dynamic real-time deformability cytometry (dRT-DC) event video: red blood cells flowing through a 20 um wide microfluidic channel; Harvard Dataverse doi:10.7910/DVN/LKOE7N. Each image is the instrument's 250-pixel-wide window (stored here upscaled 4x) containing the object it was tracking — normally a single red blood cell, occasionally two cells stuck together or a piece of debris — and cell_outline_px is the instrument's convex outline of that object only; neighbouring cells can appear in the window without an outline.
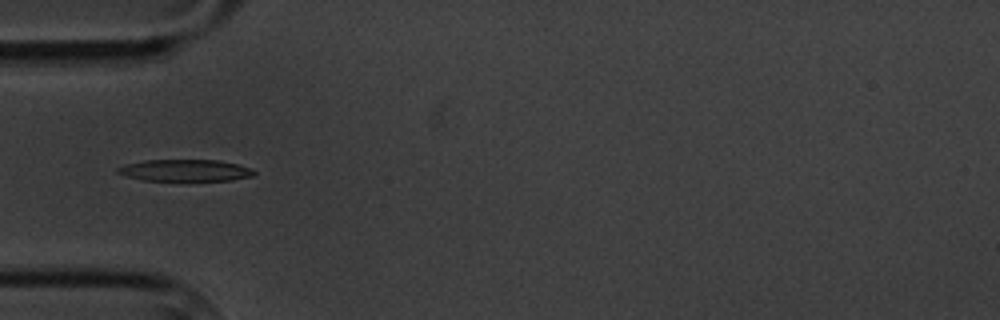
{"species": "common noctule bat (a hibernating species)", "species_latin": "Nyctalus noctula", "temperature_condition": "cold", "stored_images_in_passage": 3, "camera_frame_rate_fps": 3000, "um_per_image_px": 0.085, "animal": {"sex": "male", "body_mass_g": 20.1, "forearm_length_mm": 53.5}, "frame": {"image": 1, "passage_image": 2, "time_ms": 1.333, "image_size_px": [1000, 320], "cell_outline_px": [[256, 172], [252, 176], [232, 180], [144, 180], [124, 176], [116, 172], [116, 168], [124, 164], [144, 160], [220, 160], [236, 164], [248, 168]], "centroid_in_image_um": [15.67, 14.47], "position_along_channel_um": 69.3, "area_um2": 17.17}}
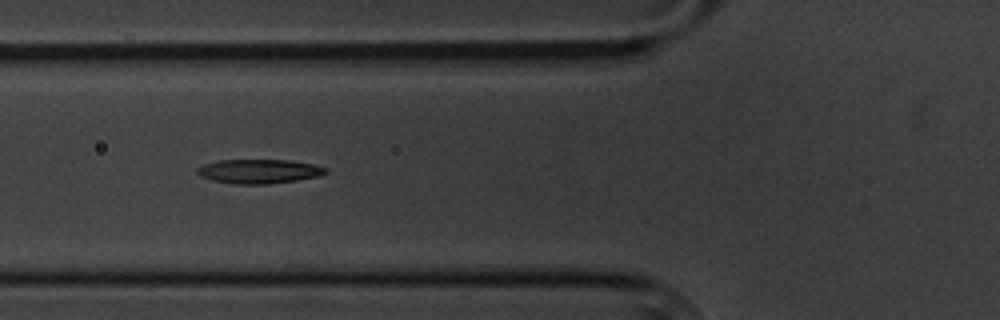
{"frame": {"image": 2, "passage_image": 3, "time_ms": 2.333, "image_size_px": [1000, 320], "cell_outline_px": [[328, 172], [316, 176], [296, 180], [268, 184], [236, 184], [212, 180], [200, 176], [196, 172], [196, 168], [204, 164], [220, 160], [288, 160], [312, 164], [328, 168]], "centroid_in_image_um": [21.98, 14.56], "position_along_channel_um": 103.8, "area_um2": 17.98}}